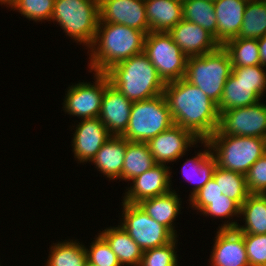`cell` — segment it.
<instances>
[{"instance_id": "obj_1", "label": "cell", "mask_w": 266, "mask_h": 266, "mask_svg": "<svg viewBox=\"0 0 266 266\" xmlns=\"http://www.w3.org/2000/svg\"><path fill=\"white\" fill-rule=\"evenodd\" d=\"M163 94L174 124L191 131L199 140H207L218 129L217 104L197 86L181 78L165 83Z\"/></svg>"}, {"instance_id": "obj_2", "label": "cell", "mask_w": 266, "mask_h": 266, "mask_svg": "<svg viewBox=\"0 0 266 266\" xmlns=\"http://www.w3.org/2000/svg\"><path fill=\"white\" fill-rule=\"evenodd\" d=\"M146 33L116 23H98L96 36L88 48L89 72L106 73L114 65L142 53Z\"/></svg>"}, {"instance_id": "obj_3", "label": "cell", "mask_w": 266, "mask_h": 266, "mask_svg": "<svg viewBox=\"0 0 266 266\" xmlns=\"http://www.w3.org/2000/svg\"><path fill=\"white\" fill-rule=\"evenodd\" d=\"M106 75L110 84L132 102L156 97L163 94L165 88V83L144 52L114 65Z\"/></svg>"}, {"instance_id": "obj_4", "label": "cell", "mask_w": 266, "mask_h": 266, "mask_svg": "<svg viewBox=\"0 0 266 266\" xmlns=\"http://www.w3.org/2000/svg\"><path fill=\"white\" fill-rule=\"evenodd\" d=\"M100 20L99 0H54L51 20L76 43L92 45Z\"/></svg>"}, {"instance_id": "obj_5", "label": "cell", "mask_w": 266, "mask_h": 266, "mask_svg": "<svg viewBox=\"0 0 266 266\" xmlns=\"http://www.w3.org/2000/svg\"><path fill=\"white\" fill-rule=\"evenodd\" d=\"M232 68L228 52L219 46L210 53L188 57L184 79L197 86L218 105Z\"/></svg>"}, {"instance_id": "obj_6", "label": "cell", "mask_w": 266, "mask_h": 266, "mask_svg": "<svg viewBox=\"0 0 266 266\" xmlns=\"http://www.w3.org/2000/svg\"><path fill=\"white\" fill-rule=\"evenodd\" d=\"M206 141L218 167L244 175L266 153L265 138L212 135Z\"/></svg>"}, {"instance_id": "obj_7", "label": "cell", "mask_w": 266, "mask_h": 266, "mask_svg": "<svg viewBox=\"0 0 266 266\" xmlns=\"http://www.w3.org/2000/svg\"><path fill=\"white\" fill-rule=\"evenodd\" d=\"M173 124L165 96L160 94L132 103L127 129L122 136L129 142L147 143Z\"/></svg>"}, {"instance_id": "obj_8", "label": "cell", "mask_w": 266, "mask_h": 266, "mask_svg": "<svg viewBox=\"0 0 266 266\" xmlns=\"http://www.w3.org/2000/svg\"><path fill=\"white\" fill-rule=\"evenodd\" d=\"M164 83L184 78L187 56L172 40L168 32H149L144 41V50Z\"/></svg>"}, {"instance_id": "obj_9", "label": "cell", "mask_w": 266, "mask_h": 266, "mask_svg": "<svg viewBox=\"0 0 266 266\" xmlns=\"http://www.w3.org/2000/svg\"><path fill=\"white\" fill-rule=\"evenodd\" d=\"M122 221L119 223L142 251L170 243L175 236L148 216L138 204L122 202Z\"/></svg>"}, {"instance_id": "obj_10", "label": "cell", "mask_w": 266, "mask_h": 266, "mask_svg": "<svg viewBox=\"0 0 266 266\" xmlns=\"http://www.w3.org/2000/svg\"><path fill=\"white\" fill-rule=\"evenodd\" d=\"M93 74L95 82L83 81L68 87L62 108L70 116H76L81 120L99 117L102 98L110 80L106 73Z\"/></svg>"}, {"instance_id": "obj_11", "label": "cell", "mask_w": 266, "mask_h": 266, "mask_svg": "<svg viewBox=\"0 0 266 266\" xmlns=\"http://www.w3.org/2000/svg\"><path fill=\"white\" fill-rule=\"evenodd\" d=\"M220 113L218 129L212 135L260 137L266 139V104L261 102Z\"/></svg>"}, {"instance_id": "obj_12", "label": "cell", "mask_w": 266, "mask_h": 266, "mask_svg": "<svg viewBox=\"0 0 266 266\" xmlns=\"http://www.w3.org/2000/svg\"><path fill=\"white\" fill-rule=\"evenodd\" d=\"M200 143V140L189 130L173 124L147 142L156 164L168 165L186 155L188 147Z\"/></svg>"}, {"instance_id": "obj_13", "label": "cell", "mask_w": 266, "mask_h": 266, "mask_svg": "<svg viewBox=\"0 0 266 266\" xmlns=\"http://www.w3.org/2000/svg\"><path fill=\"white\" fill-rule=\"evenodd\" d=\"M99 23H116L149 33L145 0H99Z\"/></svg>"}, {"instance_id": "obj_14", "label": "cell", "mask_w": 266, "mask_h": 266, "mask_svg": "<svg viewBox=\"0 0 266 266\" xmlns=\"http://www.w3.org/2000/svg\"><path fill=\"white\" fill-rule=\"evenodd\" d=\"M172 172L170 166L156 164L143 174L133 178L127 192H125L123 201L125 203L137 204L141 200L163 195L172 189Z\"/></svg>"}, {"instance_id": "obj_15", "label": "cell", "mask_w": 266, "mask_h": 266, "mask_svg": "<svg viewBox=\"0 0 266 266\" xmlns=\"http://www.w3.org/2000/svg\"><path fill=\"white\" fill-rule=\"evenodd\" d=\"M72 134L74 158L84 164L91 162L101 146L112 136L99 117L80 120Z\"/></svg>"}, {"instance_id": "obj_16", "label": "cell", "mask_w": 266, "mask_h": 266, "mask_svg": "<svg viewBox=\"0 0 266 266\" xmlns=\"http://www.w3.org/2000/svg\"><path fill=\"white\" fill-rule=\"evenodd\" d=\"M210 255L211 266H250L243 235L236 229H217Z\"/></svg>"}, {"instance_id": "obj_17", "label": "cell", "mask_w": 266, "mask_h": 266, "mask_svg": "<svg viewBox=\"0 0 266 266\" xmlns=\"http://www.w3.org/2000/svg\"><path fill=\"white\" fill-rule=\"evenodd\" d=\"M168 34L187 57L201 56L220 46L205 29L184 19L170 29Z\"/></svg>"}, {"instance_id": "obj_18", "label": "cell", "mask_w": 266, "mask_h": 266, "mask_svg": "<svg viewBox=\"0 0 266 266\" xmlns=\"http://www.w3.org/2000/svg\"><path fill=\"white\" fill-rule=\"evenodd\" d=\"M132 103L112 84L106 87L99 118L111 135L122 136L125 133Z\"/></svg>"}, {"instance_id": "obj_19", "label": "cell", "mask_w": 266, "mask_h": 266, "mask_svg": "<svg viewBox=\"0 0 266 266\" xmlns=\"http://www.w3.org/2000/svg\"><path fill=\"white\" fill-rule=\"evenodd\" d=\"M248 0H216L213 2L217 19V43L223 46L237 38Z\"/></svg>"}, {"instance_id": "obj_20", "label": "cell", "mask_w": 266, "mask_h": 266, "mask_svg": "<svg viewBox=\"0 0 266 266\" xmlns=\"http://www.w3.org/2000/svg\"><path fill=\"white\" fill-rule=\"evenodd\" d=\"M180 199V195L172 189L166 194L141 200L137 204L148 216L159 224L164 225L177 237L178 234L174 227V221L181 211L182 201Z\"/></svg>"}, {"instance_id": "obj_21", "label": "cell", "mask_w": 266, "mask_h": 266, "mask_svg": "<svg viewBox=\"0 0 266 266\" xmlns=\"http://www.w3.org/2000/svg\"><path fill=\"white\" fill-rule=\"evenodd\" d=\"M127 142L123 136L112 135L91 161L109 181L121 179Z\"/></svg>"}, {"instance_id": "obj_22", "label": "cell", "mask_w": 266, "mask_h": 266, "mask_svg": "<svg viewBox=\"0 0 266 266\" xmlns=\"http://www.w3.org/2000/svg\"><path fill=\"white\" fill-rule=\"evenodd\" d=\"M149 32H168L183 19L182 0H145Z\"/></svg>"}, {"instance_id": "obj_23", "label": "cell", "mask_w": 266, "mask_h": 266, "mask_svg": "<svg viewBox=\"0 0 266 266\" xmlns=\"http://www.w3.org/2000/svg\"><path fill=\"white\" fill-rule=\"evenodd\" d=\"M201 146L204 145V151H198L192 159H186L182 166V174L186 181L194 184L189 194V199L200 190L212 177L217 161L212 155L210 145L206 140H200Z\"/></svg>"}, {"instance_id": "obj_24", "label": "cell", "mask_w": 266, "mask_h": 266, "mask_svg": "<svg viewBox=\"0 0 266 266\" xmlns=\"http://www.w3.org/2000/svg\"><path fill=\"white\" fill-rule=\"evenodd\" d=\"M116 254L121 266H139L143 251L120 226H110L99 233Z\"/></svg>"}, {"instance_id": "obj_25", "label": "cell", "mask_w": 266, "mask_h": 266, "mask_svg": "<svg viewBox=\"0 0 266 266\" xmlns=\"http://www.w3.org/2000/svg\"><path fill=\"white\" fill-rule=\"evenodd\" d=\"M245 225L238 224L241 234H266V194H249L240 206V217Z\"/></svg>"}, {"instance_id": "obj_26", "label": "cell", "mask_w": 266, "mask_h": 266, "mask_svg": "<svg viewBox=\"0 0 266 266\" xmlns=\"http://www.w3.org/2000/svg\"><path fill=\"white\" fill-rule=\"evenodd\" d=\"M262 97L252 90V86L237 80L231 73L226 80L223 93L217 105L219 114L225 110L245 107L263 100Z\"/></svg>"}, {"instance_id": "obj_27", "label": "cell", "mask_w": 266, "mask_h": 266, "mask_svg": "<svg viewBox=\"0 0 266 266\" xmlns=\"http://www.w3.org/2000/svg\"><path fill=\"white\" fill-rule=\"evenodd\" d=\"M156 165L147 143L127 142L121 180L131 181Z\"/></svg>"}, {"instance_id": "obj_28", "label": "cell", "mask_w": 266, "mask_h": 266, "mask_svg": "<svg viewBox=\"0 0 266 266\" xmlns=\"http://www.w3.org/2000/svg\"><path fill=\"white\" fill-rule=\"evenodd\" d=\"M49 248L45 266H85L88 262L85 246L77 240L58 241Z\"/></svg>"}, {"instance_id": "obj_29", "label": "cell", "mask_w": 266, "mask_h": 266, "mask_svg": "<svg viewBox=\"0 0 266 266\" xmlns=\"http://www.w3.org/2000/svg\"><path fill=\"white\" fill-rule=\"evenodd\" d=\"M183 19L201 26L217 42V19L214 4L208 0H182Z\"/></svg>"}, {"instance_id": "obj_30", "label": "cell", "mask_w": 266, "mask_h": 266, "mask_svg": "<svg viewBox=\"0 0 266 266\" xmlns=\"http://www.w3.org/2000/svg\"><path fill=\"white\" fill-rule=\"evenodd\" d=\"M266 35V0H248L237 38L256 39Z\"/></svg>"}, {"instance_id": "obj_31", "label": "cell", "mask_w": 266, "mask_h": 266, "mask_svg": "<svg viewBox=\"0 0 266 266\" xmlns=\"http://www.w3.org/2000/svg\"><path fill=\"white\" fill-rule=\"evenodd\" d=\"M229 54L232 67L260 65L258 40L234 38L222 46Z\"/></svg>"}, {"instance_id": "obj_32", "label": "cell", "mask_w": 266, "mask_h": 266, "mask_svg": "<svg viewBox=\"0 0 266 266\" xmlns=\"http://www.w3.org/2000/svg\"><path fill=\"white\" fill-rule=\"evenodd\" d=\"M213 178L219 185L221 193L234 200L239 206L247 199L249 192L246 185V175L216 167Z\"/></svg>"}, {"instance_id": "obj_33", "label": "cell", "mask_w": 266, "mask_h": 266, "mask_svg": "<svg viewBox=\"0 0 266 266\" xmlns=\"http://www.w3.org/2000/svg\"><path fill=\"white\" fill-rule=\"evenodd\" d=\"M201 214L206 217L228 218L229 220L227 222L225 220L221 227L218 226L219 229H235L238 223L235 220H230L235 216L240 217V206L234 200L224 195V197L208 200V206L201 211Z\"/></svg>"}, {"instance_id": "obj_34", "label": "cell", "mask_w": 266, "mask_h": 266, "mask_svg": "<svg viewBox=\"0 0 266 266\" xmlns=\"http://www.w3.org/2000/svg\"><path fill=\"white\" fill-rule=\"evenodd\" d=\"M9 7L28 20L48 22L53 13L54 0H14Z\"/></svg>"}, {"instance_id": "obj_35", "label": "cell", "mask_w": 266, "mask_h": 266, "mask_svg": "<svg viewBox=\"0 0 266 266\" xmlns=\"http://www.w3.org/2000/svg\"><path fill=\"white\" fill-rule=\"evenodd\" d=\"M177 238L166 245L143 251L139 266H177Z\"/></svg>"}, {"instance_id": "obj_36", "label": "cell", "mask_w": 266, "mask_h": 266, "mask_svg": "<svg viewBox=\"0 0 266 266\" xmlns=\"http://www.w3.org/2000/svg\"><path fill=\"white\" fill-rule=\"evenodd\" d=\"M95 237L89 249L85 246L87 261L94 266H121L106 240L99 233Z\"/></svg>"}, {"instance_id": "obj_37", "label": "cell", "mask_w": 266, "mask_h": 266, "mask_svg": "<svg viewBox=\"0 0 266 266\" xmlns=\"http://www.w3.org/2000/svg\"><path fill=\"white\" fill-rule=\"evenodd\" d=\"M232 74L237 80L251 85L252 90L263 98L266 91V68L264 66L233 67Z\"/></svg>"}, {"instance_id": "obj_38", "label": "cell", "mask_w": 266, "mask_h": 266, "mask_svg": "<svg viewBox=\"0 0 266 266\" xmlns=\"http://www.w3.org/2000/svg\"><path fill=\"white\" fill-rule=\"evenodd\" d=\"M250 266H266V234H242Z\"/></svg>"}, {"instance_id": "obj_39", "label": "cell", "mask_w": 266, "mask_h": 266, "mask_svg": "<svg viewBox=\"0 0 266 266\" xmlns=\"http://www.w3.org/2000/svg\"><path fill=\"white\" fill-rule=\"evenodd\" d=\"M249 194H266V153H264L246 174Z\"/></svg>"}, {"instance_id": "obj_40", "label": "cell", "mask_w": 266, "mask_h": 266, "mask_svg": "<svg viewBox=\"0 0 266 266\" xmlns=\"http://www.w3.org/2000/svg\"><path fill=\"white\" fill-rule=\"evenodd\" d=\"M224 197L219 189L218 183L212 177L200 190H198L188 201L193 210L201 212L208 206V200Z\"/></svg>"}, {"instance_id": "obj_41", "label": "cell", "mask_w": 266, "mask_h": 266, "mask_svg": "<svg viewBox=\"0 0 266 266\" xmlns=\"http://www.w3.org/2000/svg\"><path fill=\"white\" fill-rule=\"evenodd\" d=\"M260 65L266 67V35L258 39Z\"/></svg>"}, {"instance_id": "obj_42", "label": "cell", "mask_w": 266, "mask_h": 266, "mask_svg": "<svg viewBox=\"0 0 266 266\" xmlns=\"http://www.w3.org/2000/svg\"><path fill=\"white\" fill-rule=\"evenodd\" d=\"M14 0H0V4L9 7Z\"/></svg>"}, {"instance_id": "obj_43", "label": "cell", "mask_w": 266, "mask_h": 266, "mask_svg": "<svg viewBox=\"0 0 266 266\" xmlns=\"http://www.w3.org/2000/svg\"><path fill=\"white\" fill-rule=\"evenodd\" d=\"M85 266H94V265H92V264H90L89 262H87V263L85 264Z\"/></svg>"}]
</instances>
